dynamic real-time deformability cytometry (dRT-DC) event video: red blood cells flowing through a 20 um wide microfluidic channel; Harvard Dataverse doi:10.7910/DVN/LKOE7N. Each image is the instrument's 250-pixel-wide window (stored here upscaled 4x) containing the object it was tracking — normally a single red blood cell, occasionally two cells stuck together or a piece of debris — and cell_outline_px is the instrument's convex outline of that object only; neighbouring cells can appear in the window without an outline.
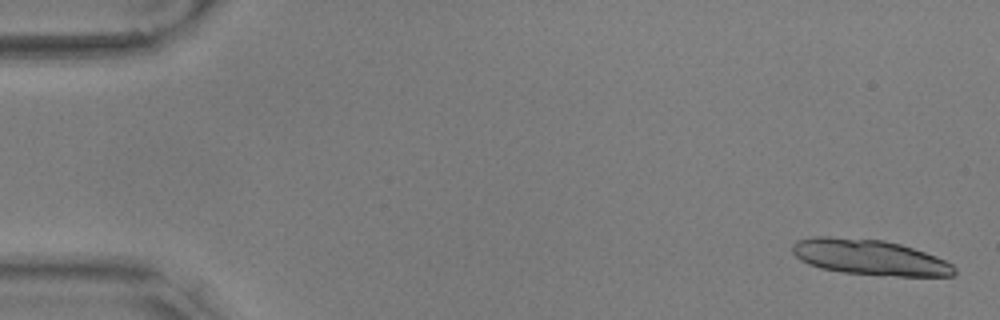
{"species": "common noctule bat (a hibernating species)", "species_latin": "Nyctalus noctula", "temperature_condition": "warm", "stored_images_in_passage": 17, "camera_frame_rate_fps": 3000, "um_per_image_px": 0.085, "animal": {"sex": "male", "body_mass_g": 17.9, "forearm_length_mm": 54.2}, "frame": {"image": 1, "passage_image": 2, "time_ms": 0.333, "image_size_px": [1000, 320], "cell_outline_px": [[956, 272], [952, 276], [880, 276], [844, 272], [820, 268], [808, 264], [800, 260], [792, 252], [792, 244], [796, 240], [812, 236], [828, 236], [884, 240], [900, 244], [936, 256], [952, 264], [956, 268]], "centroid_in_image_um": [73.89, 21.87], "position_along_channel_um": 11.1, "area_um2": 33.76}}